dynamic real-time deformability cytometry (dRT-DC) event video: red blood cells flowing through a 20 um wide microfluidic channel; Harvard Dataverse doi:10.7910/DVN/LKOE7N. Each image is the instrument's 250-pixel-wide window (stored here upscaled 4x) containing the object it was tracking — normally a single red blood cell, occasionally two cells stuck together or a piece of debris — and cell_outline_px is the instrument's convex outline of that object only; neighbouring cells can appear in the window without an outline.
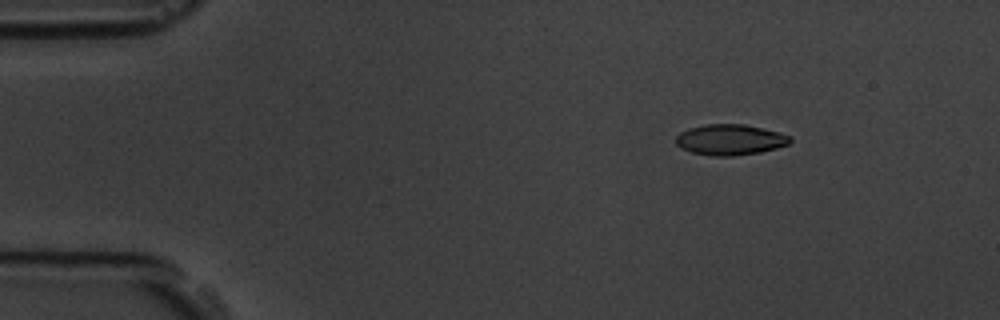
{"species": "common noctule bat (a hibernating species)", "species_latin": "Nyctalus noctula", "temperature_condition": "room temperature", "stored_images_in_passage": 5, "camera_frame_rate_fps": 3000, "um_per_image_px": 0.085, "animal": {"sex": "male", "body_mass_g": 19.5, "forearm_length_mm": 54.6}, "frame": {"image": 1, "passage_image": 3, "time_ms": 2.333, "image_size_px": [1000, 320], "cell_outline_px": [[792, 140], [788, 144], [776, 148], [760, 152], [732, 156], [712, 156], [692, 152], [680, 148], [676, 144], [676, 136], [680, 132], [688, 128], [704, 124], [744, 124], [780, 132], [792, 136]], "centroid_in_image_um": [62.05, 11.87], "position_along_channel_um": 22.9, "area_um2": 20.58}}